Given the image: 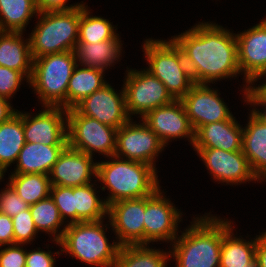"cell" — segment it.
I'll return each mask as SVG.
<instances>
[{
    "mask_svg": "<svg viewBox=\"0 0 266 267\" xmlns=\"http://www.w3.org/2000/svg\"><path fill=\"white\" fill-rule=\"evenodd\" d=\"M171 39L181 49L196 84L240 74L235 33L215 23L199 22Z\"/></svg>",
    "mask_w": 266,
    "mask_h": 267,
    "instance_id": "obj_1",
    "label": "cell"
},
{
    "mask_svg": "<svg viewBox=\"0 0 266 267\" xmlns=\"http://www.w3.org/2000/svg\"><path fill=\"white\" fill-rule=\"evenodd\" d=\"M199 217L171 245L176 267H220L223 219L210 214Z\"/></svg>",
    "mask_w": 266,
    "mask_h": 267,
    "instance_id": "obj_2",
    "label": "cell"
},
{
    "mask_svg": "<svg viewBox=\"0 0 266 267\" xmlns=\"http://www.w3.org/2000/svg\"><path fill=\"white\" fill-rule=\"evenodd\" d=\"M112 161L97 163L96 178L109 190L105 202L111 203L147 197L152 195L160 186L157 170L142 162L111 156Z\"/></svg>",
    "mask_w": 266,
    "mask_h": 267,
    "instance_id": "obj_3",
    "label": "cell"
},
{
    "mask_svg": "<svg viewBox=\"0 0 266 267\" xmlns=\"http://www.w3.org/2000/svg\"><path fill=\"white\" fill-rule=\"evenodd\" d=\"M103 220L94 222H78L64 225L65 231L59 241L61 252L98 267H113L120 245L118 242L109 243ZM105 227V229H104Z\"/></svg>",
    "mask_w": 266,
    "mask_h": 267,
    "instance_id": "obj_4",
    "label": "cell"
},
{
    "mask_svg": "<svg viewBox=\"0 0 266 267\" xmlns=\"http://www.w3.org/2000/svg\"><path fill=\"white\" fill-rule=\"evenodd\" d=\"M37 25L29 36L32 58L74 51L78 42L80 6L71 10L38 13Z\"/></svg>",
    "mask_w": 266,
    "mask_h": 267,
    "instance_id": "obj_5",
    "label": "cell"
},
{
    "mask_svg": "<svg viewBox=\"0 0 266 267\" xmlns=\"http://www.w3.org/2000/svg\"><path fill=\"white\" fill-rule=\"evenodd\" d=\"M76 65L74 51L33 58L29 85L38 94L44 107H62L67 110V88Z\"/></svg>",
    "mask_w": 266,
    "mask_h": 267,
    "instance_id": "obj_6",
    "label": "cell"
},
{
    "mask_svg": "<svg viewBox=\"0 0 266 267\" xmlns=\"http://www.w3.org/2000/svg\"><path fill=\"white\" fill-rule=\"evenodd\" d=\"M142 46L149 64L146 70L164 83L175 100H180L195 84L181 49L172 39L149 38Z\"/></svg>",
    "mask_w": 266,
    "mask_h": 267,
    "instance_id": "obj_7",
    "label": "cell"
},
{
    "mask_svg": "<svg viewBox=\"0 0 266 267\" xmlns=\"http://www.w3.org/2000/svg\"><path fill=\"white\" fill-rule=\"evenodd\" d=\"M117 128L81 115L75 108L67 110L68 146L88 154L98 152L106 157L115 155Z\"/></svg>",
    "mask_w": 266,
    "mask_h": 267,
    "instance_id": "obj_8",
    "label": "cell"
},
{
    "mask_svg": "<svg viewBox=\"0 0 266 267\" xmlns=\"http://www.w3.org/2000/svg\"><path fill=\"white\" fill-rule=\"evenodd\" d=\"M123 84L126 110L131 118L139 114L143 118L149 111L167 105L175 99L168 92L164 83L147 70H126Z\"/></svg>",
    "mask_w": 266,
    "mask_h": 267,
    "instance_id": "obj_9",
    "label": "cell"
},
{
    "mask_svg": "<svg viewBox=\"0 0 266 267\" xmlns=\"http://www.w3.org/2000/svg\"><path fill=\"white\" fill-rule=\"evenodd\" d=\"M132 120L117 130L115 156L149 164L156 169L155 159L166 146L143 120L140 124Z\"/></svg>",
    "mask_w": 266,
    "mask_h": 267,
    "instance_id": "obj_10",
    "label": "cell"
},
{
    "mask_svg": "<svg viewBox=\"0 0 266 267\" xmlns=\"http://www.w3.org/2000/svg\"><path fill=\"white\" fill-rule=\"evenodd\" d=\"M160 187L145 197L144 244L165 241L174 242L178 237V223L182 213L165 198Z\"/></svg>",
    "mask_w": 266,
    "mask_h": 267,
    "instance_id": "obj_11",
    "label": "cell"
},
{
    "mask_svg": "<svg viewBox=\"0 0 266 267\" xmlns=\"http://www.w3.org/2000/svg\"><path fill=\"white\" fill-rule=\"evenodd\" d=\"M238 65L244 74V93L248 85L266 75V18L245 32L235 34Z\"/></svg>",
    "mask_w": 266,
    "mask_h": 267,
    "instance_id": "obj_12",
    "label": "cell"
},
{
    "mask_svg": "<svg viewBox=\"0 0 266 267\" xmlns=\"http://www.w3.org/2000/svg\"><path fill=\"white\" fill-rule=\"evenodd\" d=\"M204 165L219 183L238 185L247 181H259L252 172L242 150L224 151L219 148H194Z\"/></svg>",
    "mask_w": 266,
    "mask_h": 267,
    "instance_id": "obj_13",
    "label": "cell"
},
{
    "mask_svg": "<svg viewBox=\"0 0 266 267\" xmlns=\"http://www.w3.org/2000/svg\"><path fill=\"white\" fill-rule=\"evenodd\" d=\"M210 84H194L180 99L196 132L205 124L228 120L233 114Z\"/></svg>",
    "mask_w": 266,
    "mask_h": 267,
    "instance_id": "obj_14",
    "label": "cell"
},
{
    "mask_svg": "<svg viewBox=\"0 0 266 267\" xmlns=\"http://www.w3.org/2000/svg\"><path fill=\"white\" fill-rule=\"evenodd\" d=\"M144 212L145 197L108 205V222L120 246L144 244Z\"/></svg>",
    "mask_w": 266,
    "mask_h": 267,
    "instance_id": "obj_15",
    "label": "cell"
},
{
    "mask_svg": "<svg viewBox=\"0 0 266 267\" xmlns=\"http://www.w3.org/2000/svg\"><path fill=\"white\" fill-rule=\"evenodd\" d=\"M75 109L81 115L117 129L131 119L126 110L124 89L117 93L109 83L87 96Z\"/></svg>",
    "mask_w": 266,
    "mask_h": 267,
    "instance_id": "obj_16",
    "label": "cell"
},
{
    "mask_svg": "<svg viewBox=\"0 0 266 267\" xmlns=\"http://www.w3.org/2000/svg\"><path fill=\"white\" fill-rule=\"evenodd\" d=\"M44 108L34 116L23 113L25 142L68 145L67 110L62 107L45 106Z\"/></svg>",
    "mask_w": 266,
    "mask_h": 267,
    "instance_id": "obj_17",
    "label": "cell"
},
{
    "mask_svg": "<svg viewBox=\"0 0 266 267\" xmlns=\"http://www.w3.org/2000/svg\"><path fill=\"white\" fill-rule=\"evenodd\" d=\"M146 123L166 146L170 139L188 138L194 144L195 131L186 115L181 100L160 106L149 111L143 118Z\"/></svg>",
    "mask_w": 266,
    "mask_h": 267,
    "instance_id": "obj_18",
    "label": "cell"
},
{
    "mask_svg": "<svg viewBox=\"0 0 266 267\" xmlns=\"http://www.w3.org/2000/svg\"><path fill=\"white\" fill-rule=\"evenodd\" d=\"M93 161L92 156L67 145L49 174L51 186L77 187L92 183V175L97 174V163Z\"/></svg>",
    "mask_w": 266,
    "mask_h": 267,
    "instance_id": "obj_19",
    "label": "cell"
},
{
    "mask_svg": "<svg viewBox=\"0 0 266 267\" xmlns=\"http://www.w3.org/2000/svg\"><path fill=\"white\" fill-rule=\"evenodd\" d=\"M243 127L233 115L228 120L205 124L195 132L194 148L242 150Z\"/></svg>",
    "mask_w": 266,
    "mask_h": 267,
    "instance_id": "obj_20",
    "label": "cell"
},
{
    "mask_svg": "<svg viewBox=\"0 0 266 267\" xmlns=\"http://www.w3.org/2000/svg\"><path fill=\"white\" fill-rule=\"evenodd\" d=\"M242 152L258 180L266 179V122L251 110L248 124L243 128Z\"/></svg>",
    "mask_w": 266,
    "mask_h": 267,
    "instance_id": "obj_21",
    "label": "cell"
},
{
    "mask_svg": "<svg viewBox=\"0 0 266 267\" xmlns=\"http://www.w3.org/2000/svg\"><path fill=\"white\" fill-rule=\"evenodd\" d=\"M67 145H44L25 142L19 152L13 173L49 175L59 155Z\"/></svg>",
    "mask_w": 266,
    "mask_h": 267,
    "instance_id": "obj_22",
    "label": "cell"
},
{
    "mask_svg": "<svg viewBox=\"0 0 266 267\" xmlns=\"http://www.w3.org/2000/svg\"><path fill=\"white\" fill-rule=\"evenodd\" d=\"M22 34L0 31V66L21 72L29 84L33 58L30 53L29 38L23 40Z\"/></svg>",
    "mask_w": 266,
    "mask_h": 267,
    "instance_id": "obj_23",
    "label": "cell"
},
{
    "mask_svg": "<svg viewBox=\"0 0 266 267\" xmlns=\"http://www.w3.org/2000/svg\"><path fill=\"white\" fill-rule=\"evenodd\" d=\"M122 45L118 36L99 43L77 42L74 49L76 64L105 71L120 58Z\"/></svg>",
    "mask_w": 266,
    "mask_h": 267,
    "instance_id": "obj_24",
    "label": "cell"
},
{
    "mask_svg": "<svg viewBox=\"0 0 266 267\" xmlns=\"http://www.w3.org/2000/svg\"><path fill=\"white\" fill-rule=\"evenodd\" d=\"M227 220H223L220 267H248L256 259V238L246 241L235 237L232 222Z\"/></svg>",
    "mask_w": 266,
    "mask_h": 267,
    "instance_id": "obj_25",
    "label": "cell"
},
{
    "mask_svg": "<svg viewBox=\"0 0 266 267\" xmlns=\"http://www.w3.org/2000/svg\"><path fill=\"white\" fill-rule=\"evenodd\" d=\"M24 145L23 113L18 111L9 120L0 123V173L3 176L7 168L15 164Z\"/></svg>",
    "mask_w": 266,
    "mask_h": 267,
    "instance_id": "obj_26",
    "label": "cell"
},
{
    "mask_svg": "<svg viewBox=\"0 0 266 267\" xmlns=\"http://www.w3.org/2000/svg\"><path fill=\"white\" fill-rule=\"evenodd\" d=\"M104 72L98 68L75 66L67 88V110L75 108L87 96L107 84Z\"/></svg>",
    "mask_w": 266,
    "mask_h": 267,
    "instance_id": "obj_27",
    "label": "cell"
},
{
    "mask_svg": "<svg viewBox=\"0 0 266 267\" xmlns=\"http://www.w3.org/2000/svg\"><path fill=\"white\" fill-rule=\"evenodd\" d=\"M148 246V247H147ZM170 253L149 244L120 246L113 267H167Z\"/></svg>",
    "mask_w": 266,
    "mask_h": 267,
    "instance_id": "obj_28",
    "label": "cell"
},
{
    "mask_svg": "<svg viewBox=\"0 0 266 267\" xmlns=\"http://www.w3.org/2000/svg\"><path fill=\"white\" fill-rule=\"evenodd\" d=\"M38 13L36 0H0V31L23 33Z\"/></svg>",
    "mask_w": 266,
    "mask_h": 267,
    "instance_id": "obj_29",
    "label": "cell"
},
{
    "mask_svg": "<svg viewBox=\"0 0 266 267\" xmlns=\"http://www.w3.org/2000/svg\"><path fill=\"white\" fill-rule=\"evenodd\" d=\"M94 183L74 187V209H76V223L104 220L108 215V205L105 199L96 195Z\"/></svg>",
    "mask_w": 266,
    "mask_h": 267,
    "instance_id": "obj_30",
    "label": "cell"
},
{
    "mask_svg": "<svg viewBox=\"0 0 266 267\" xmlns=\"http://www.w3.org/2000/svg\"><path fill=\"white\" fill-rule=\"evenodd\" d=\"M10 176L8 184L28 205L35 204L50 196L49 175L12 173Z\"/></svg>",
    "mask_w": 266,
    "mask_h": 267,
    "instance_id": "obj_31",
    "label": "cell"
},
{
    "mask_svg": "<svg viewBox=\"0 0 266 267\" xmlns=\"http://www.w3.org/2000/svg\"><path fill=\"white\" fill-rule=\"evenodd\" d=\"M88 6L82 2L80 6V21L78 42L99 43L108 39H115L119 34L109 20L100 16H90Z\"/></svg>",
    "mask_w": 266,
    "mask_h": 267,
    "instance_id": "obj_32",
    "label": "cell"
},
{
    "mask_svg": "<svg viewBox=\"0 0 266 267\" xmlns=\"http://www.w3.org/2000/svg\"><path fill=\"white\" fill-rule=\"evenodd\" d=\"M29 208L38 232L43 231L52 236L54 235L53 241H59L66 227L61 229V231L59 229L66 221L62 220L53 199L49 196L35 204L29 205Z\"/></svg>",
    "mask_w": 266,
    "mask_h": 267,
    "instance_id": "obj_33",
    "label": "cell"
},
{
    "mask_svg": "<svg viewBox=\"0 0 266 267\" xmlns=\"http://www.w3.org/2000/svg\"><path fill=\"white\" fill-rule=\"evenodd\" d=\"M50 197L53 199L62 220L70 218L68 224L76 223L74 209V187L51 186Z\"/></svg>",
    "mask_w": 266,
    "mask_h": 267,
    "instance_id": "obj_34",
    "label": "cell"
},
{
    "mask_svg": "<svg viewBox=\"0 0 266 267\" xmlns=\"http://www.w3.org/2000/svg\"><path fill=\"white\" fill-rule=\"evenodd\" d=\"M14 244H30L38 233L35 227L30 208L12 217Z\"/></svg>",
    "mask_w": 266,
    "mask_h": 267,
    "instance_id": "obj_35",
    "label": "cell"
},
{
    "mask_svg": "<svg viewBox=\"0 0 266 267\" xmlns=\"http://www.w3.org/2000/svg\"><path fill=\"white\" fill-rule=\"evenodd\" d=\"M0 192V212L14 217L29 208V205L9 185Z\"/></svg>",
    "mask_w": 266,
    "mask_h": 267,
    "instance_id": "obj_36",
    "label": "cell"
},
{
    "mask_svg": "<svg viewBox=\"0 0 266 267\" xmlns=\"http://www.w3.org/2000/svg\"><path fill=\"white\" fill-rule=\"evenodd\" d=\"M25 76L14 69L0 66V96L6 99L12 98L13 94L20 88Z\"/></svg>",
    "mask_w": 266,
    "mask_h": 267,
    "instance_id": "obj_37",
    "label": "cell"
},
{
    "mask_svg": "<svg viewBox=\"0 0 266 267\" xmlns=\"http://www.w3.org/2000/svg\"><path fill=\"white\" fill-rule=\"evenodd\" d=\"M7 246L4 249L0 246V267H26V250L22 244Z\"/></svg>",
    "mask_w": 266,
    "mask_h": 267,
    "instance_id": "obj_38",
    "label": "cell"
},
{
    "mask_svg": "<svg viewBox=\"0 0 266 267\" xmlns=\"http://www.w3.org/2000/svg\"><path fill=\"white\" fill-rule=\"evenodd\" d=\"M245 99L244 102L248 104H253L254 108L256 105L262 106L263 111L258 110L257 108L252 109V112L259 117L262 121L266 122V93L258 86L248 85L245 93L243 94Z\"/></svg>",
    "mask_w": 266,
    "mask_h": 267,
    "instance_id": "obj_39",
    "label": "cell"
},
{
    "mask_svg": "<svg viewBox=\"0 0 266 267\" xmlns=\"http://www.w3.org/2000/svg\"><path fill=\"white\" fill-rule=\"evenodd\" d=\"M54 258L51 250L43 251L40 247L37 250L26 251V267H54Z\"/></svg>",
    "mask_w": 266,
    "mask_h": 267,
    "instance_id": "obj_40",
    "label": "cell"
},
{
    "mask_svg": "<svg viewBox=\"0 0 266 267\" xmlns=\"http://www.w3.org/2000/svg\"><path fill=\"white\" fill-rule=\"evenodd\" d=\"M14 244L12 218L0 212V246Z\"/></svg>",
    "mask_w": 266,
    "mask_h": 267,
    "instance_id": "obj_41",
    "label": "cell"
},
{
    "mask_svg": "<svg viewBox=\"0 0 266 267\" xmlns=\"http://www.w3.org/2000/svg\"><path fill=\"white\" fill-rule=\"evenodd\" d=\"M68 0H36V6L38 12L45 11H59V10H71L78 6H81V3H76V5L66 6Z\"/></svg>",
    "mask_w": 266,
    "mask_h": 267,
    "instance_id": "obj_42",
    "label": "cell"
},
{
    "mask_svg": "<svg viewBox=\"0 0 266 267\" xmlns=\"http://www.w3.org/2000/svg\"><path fill=\"white\" fill-rule=\"evenodd\" d=\"M256 262L259 267H266V232L256 235Z\"/></svg>",
    "mask_w": 266,
    "mask_h": 267,
    "instance_id": "obj_43",
    "label": "cell"
},
{
    "mask_svg": "<svg viewBox=\"0 0 266 267\" xmlns=\"http://www.w3.org/2000/svg\"><path fill=\"white\" fill-rule=\"evenodd\" d=\"M9 99L0 96V123L9 120L18 110L13 109Z\"/></svg>",
    "mask_w": 266,
    "mask_h": 267,
    "instance_id": "obj_44",
    "label": "cell"
},
{
    "mask_svg": "<svg viewBox=\"0 0 266 267\" xmlns=\"http://www.w3.org/2000/svg\"><path fill=\"white\" fill-rule=\"evenodd\" d=\"M265 93H266V80L265 83L263 82L262 85H258Z\"/></svg>",
    "mask_w": 266,
    "mask_h": 267,
    "instance_id": "obj_45",
    "label": "cell"
},
{
    "mask_svg": "<svg viewBox=\"0 0 266 267\" xmlns=\"http://www.w3.org/2000/svg\"><path fill=\"white\" fill-rule=\"evenodd\" d=\"M248 267H259L258 266V264H257V262H256V260L250 265V266H248Z\"/></svg>",
    "mask_w": 266,
    "mask_h": 267,
    "instance_id": "obj_46",
    "label": "cell"
},
{
    "mask_svg": "<svg viewBox=\"0 0 266 267\" xmlns=\"http://www.w3.org/2000/svg\"><path fill=\"white\" fill-rule=\"evenodd\" d=\"M3 179V175L0 173V181Z\"/></svg>",
    "mask_w": 266,
    "mask_h": 267,
    "instance_id": "obj_47",
    "label": "cell"
}]
</instances>
